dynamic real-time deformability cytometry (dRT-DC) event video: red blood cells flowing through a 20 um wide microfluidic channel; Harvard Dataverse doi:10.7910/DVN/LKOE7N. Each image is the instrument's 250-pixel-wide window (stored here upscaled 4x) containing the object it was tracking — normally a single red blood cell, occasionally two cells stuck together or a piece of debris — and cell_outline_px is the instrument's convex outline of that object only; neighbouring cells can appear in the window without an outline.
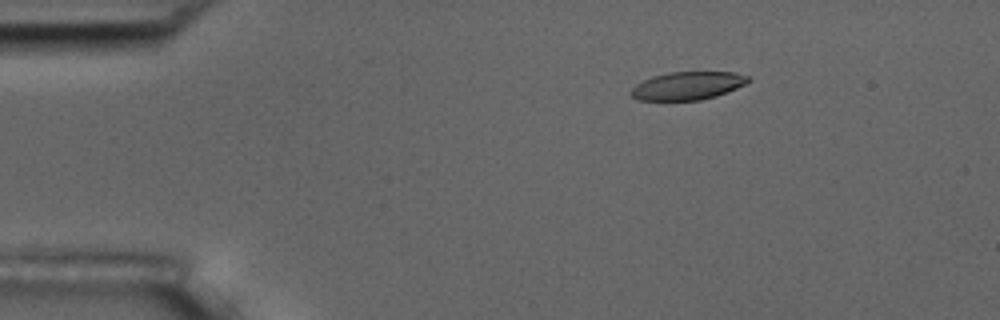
{"species": "common noctule bat (a hibernating species)", "species_latin": "Nyctalus noctula", "temperature_condition": "room temperature", "stored_images_in_passage": 56, "camera_frame_rate_fps": 3000, "um_per_image_px": 0.085, "animal": {"sex": "male", "body_mass_g": 17.5, "forearm_length_mm": 52.3}, "frame": {"image": 1, "passage_image": 10, "time_ms": 3.0, "image_size_px": [1000, 320], "cell_outline_px": [[752, 80], [736, 88], [716, 96], [700, 100], [640, 100], [632, 96], [628, 92], [636, 84], [652, 76], [668, 72], [732, 72], [748, 76]], "centroid_in_image_um": [58.43, 7.28], "position_along_channel_um": 26.6, "area_um2": 19.07}}
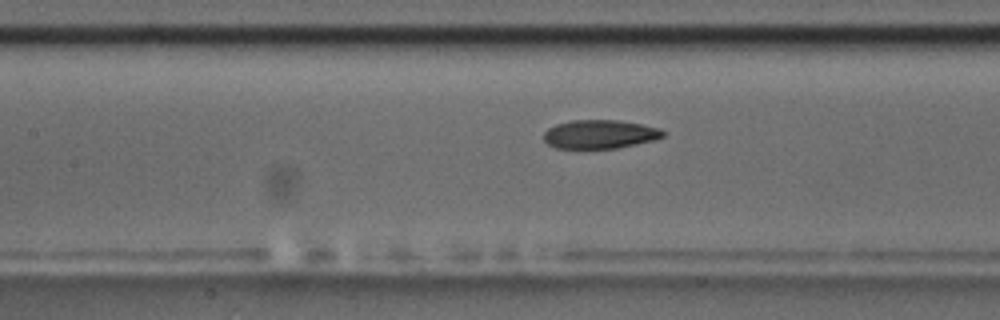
{"frame": {"image": 2, "passage_image": 26, "time_ms": 8.333, "image_size_px": [1000, 320], "cell_outline_px": [[664, 136], [656, 140], [616, 148], [556, 148], [548, 144], [544, 140], [544, 132], [548, 128], [556, 124], [572, 120], [620, 120], [660, 128], [664, 132]], "centroid_in_image_um": [50.99, 11.4], "position_along_channel_um": 156.4, "area_um2": 19.94}}
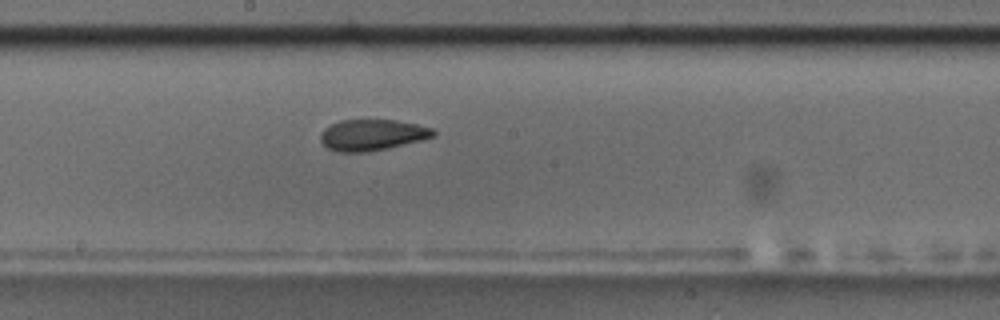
{"frame": {"image": 3, "passage_image": 31, "time_ms": 10.0, "image_size_px": [1000, 320], "cell_outline_px": [[436, 132], [432, 136], [420, 140], [388, 148], [368, 152], [336, 152], [328, 148], [320, 140], [320, 136], [324, 128], [340, 120], [396, 120], [416, 124], [432, 128]], "centroid_in_image_um": [31.6, 11.47], "position_along_channel_um": 216.6, "area_um2": 20.29}, "authors_computed_cell_mechanics": {"area_um2": 20.5479, "velocity_mm_per_s": 3.6369, "shape_relaxation_time_tau1_ms": 6.2646, "shape_relaxation_time_tau2_ms": 1.9365, "deformation_change_tau1": 0.1558, "deformation_change_tau2": 0.0782}}